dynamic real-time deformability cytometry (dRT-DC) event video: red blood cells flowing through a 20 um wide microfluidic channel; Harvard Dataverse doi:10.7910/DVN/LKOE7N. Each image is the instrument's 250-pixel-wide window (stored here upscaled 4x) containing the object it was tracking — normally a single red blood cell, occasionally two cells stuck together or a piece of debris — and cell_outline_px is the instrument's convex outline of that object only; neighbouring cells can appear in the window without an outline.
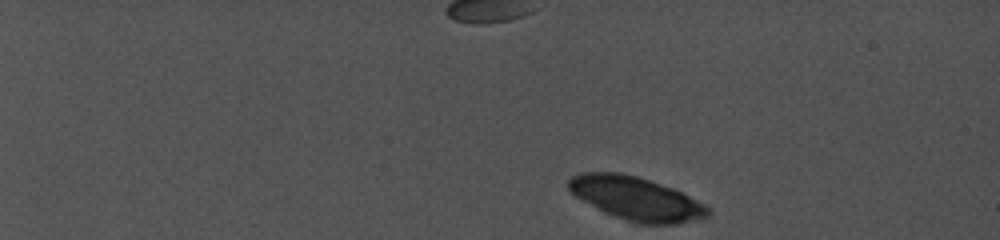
{"species": "common noctule bat (a hibernating species)", "species_latin": "Nyctalus noctula", "temperature_condition": "cold", "stored_images_in_passage": 14, "segment_of_instrument_passage": [1, 2], "camera_frame_rate_fps": 5000, "um_per_image_px": 0.085, "animal": {"sex": "female", "body_mass_g": 19.0, "forearm_length_mm": 56.7}, "frame": {"image": 1, "passage_image": 1, "time_ms": 0.0, "image_size_px": [1000, 240], "cell_outline_px": [[712, 212], [708, 216], [676, 224], [636, 224], [604, 212], [576, 196], [568, 188], [568, 180], [572, 176], [580, 172], [620, 172], [636, 176], [672, 188], [704, 204]], "centroid_in_image_um": [54.05, 16.87], "position_along_channel_um": 31.0, "area_um2": 34.85}}